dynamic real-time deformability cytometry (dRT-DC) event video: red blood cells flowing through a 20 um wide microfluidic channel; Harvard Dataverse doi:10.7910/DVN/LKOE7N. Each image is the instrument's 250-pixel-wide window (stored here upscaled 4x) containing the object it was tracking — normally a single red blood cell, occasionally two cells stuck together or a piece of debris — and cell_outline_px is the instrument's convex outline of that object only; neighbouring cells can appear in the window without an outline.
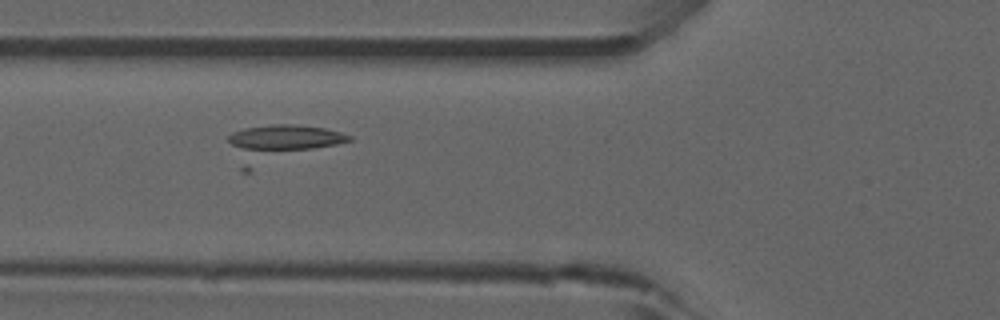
{"species": "common noctule bat (a hibernating species)", "species_latin": "Nyctalus noctula", "temperature_condition": "room temperature", "stored_images_in_passage": 32, "camera_frame_rate_fps": 3000, "um_per_image_px": 0.085, "animal": {"sex": "male", "forearm_length_mm": 52.5}, "frame": {"image": 1, "passage_image": 8, "time_ms": 2.333, "image_size_px": [1000, 320], "cell_outline_px": [[352, 140], [336, 144], [312, 148], [244, 148], [232, 144], [228, 140], [228, 136], [232, 132], [244, 128], [272, 124], [292, 124], [324, 128], [340, 132], [352, 136]], "centroid_in_image_um": [24.34, 11.63], "position_along_channel_um": 101.5, "area_um2": 16.88}}